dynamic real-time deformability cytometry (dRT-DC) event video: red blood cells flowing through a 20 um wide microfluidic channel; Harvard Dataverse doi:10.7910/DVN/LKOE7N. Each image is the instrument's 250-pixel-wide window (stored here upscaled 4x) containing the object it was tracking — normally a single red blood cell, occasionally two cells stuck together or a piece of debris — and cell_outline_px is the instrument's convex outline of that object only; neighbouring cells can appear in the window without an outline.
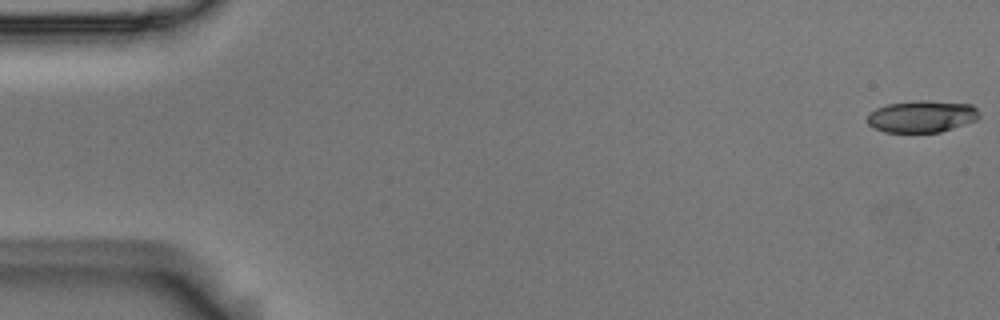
{"species": "Egyptian fruit bat (a non-hibernating species)", "species_latin": "Rousettus aegyptiacus", "temperature_condition": "room temperature", "stored_images_in_passage": 54, "camera_frame_rate_fps": 3000, "um_per_image_px": 0.085, "animal": {"sex": "male"}, "frame": {"image": 1, "passage_image": 1, "time_ms": 0.0, "image_size_px": [1000, 320], "cell_outline_px": [[980, 116], [976, 120], [940, 132], [884, 132], [868, 124], [868, 116], [876, 108], [888, 104], [920, 100], [924, 100], [972, 104], [980, 112]], "centroid_in_image_um": [78.39, 9.89], "position_along_channel_um": 6.6, "area_um2": 20.63}}
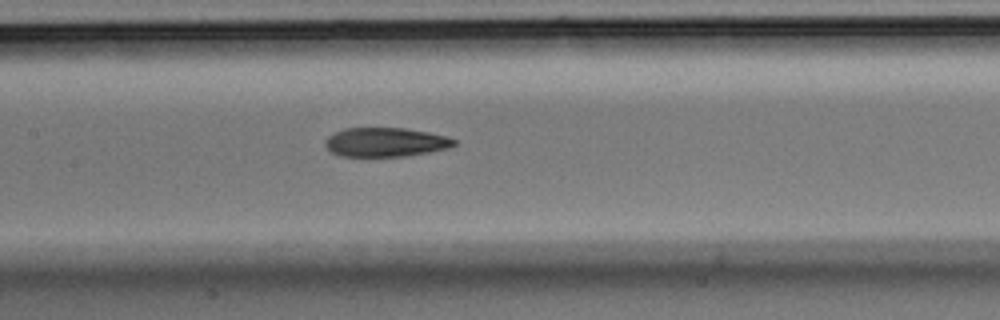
{"frame": {"image": 2, "passage_image": 26, "time_ms": 8.333, "image_size_px": [1000, 320], "cell_outline_px": [[456, 144], [448, 148], [428, 152], [404, 156], [340, 156], [332, 152], [324, 144], [324, 140], [332, 132], [344, 128], [404, 128], [428, 132], [444, 136], [456, 140]], "centroid_in_image_um": [32.72, 12.08], "position_along_channel_um": 174.7, "area_um2": 21.79}}
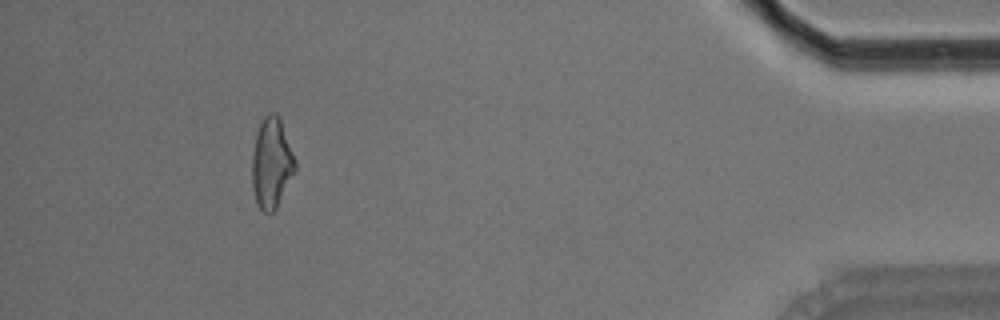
{"frame": {"image": 3, "passage_image": 50, "time_ms": 16.333, "image_size_px": [1000, 320], "cell_outline_px": [[296, 172], [276, 208], [272, 212], [264, 212], [260, 208], [256, 200], [252, 188], [252, 156], [256, 136], [260, 124], [264, 116], [268, 112], [276, 112], [280, 120], [296, 160]], "centroid_in_image_um": [23.09, 13.87], "position_along_channel_um": 412.1, "area_um2": 22.6}, "authors_computed_cell_mechanics": {"area_um2": 22.3108, "velocity_mm_per_s": 3.7276, "shape_relaxation_time_tau1_ms": 4.6325, "shape_relaxation_time_tau2_ms": 3.9513, "deformation_change_tau1": 0.1792, "deformation_change_tau2": 0.1341}}